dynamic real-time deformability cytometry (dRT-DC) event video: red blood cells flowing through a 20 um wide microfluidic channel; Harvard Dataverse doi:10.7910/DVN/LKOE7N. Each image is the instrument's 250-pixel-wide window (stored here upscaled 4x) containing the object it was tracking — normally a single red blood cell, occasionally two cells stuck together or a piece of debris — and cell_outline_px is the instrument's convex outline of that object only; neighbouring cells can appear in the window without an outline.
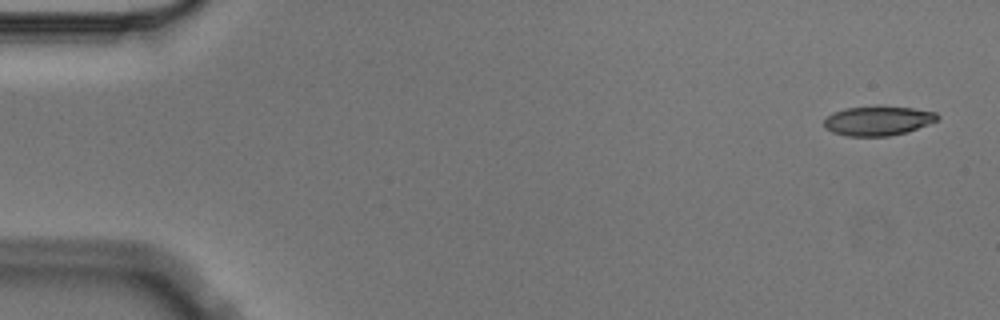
{"species": "Egyptian fruit bat (a non-hibernating species)", "species_latin": "Rousettus aegyptiacus", "temperature_condition": "cold", "stored_images_in_passage": 5, "segment_of_instrument_passage": [2, 2], "camera_frame_rate_fps": 3000, "um_per_image_px": 0.085, "animal": {"sex": "male"}, "frame": {"image": 1, "passage_image": 5, "time_ms": 1.333, "image_size_px": [1000, 320], "cell_outline_px": [[940, 120], [908, 132], [888, 136], [844, 136], [832, 132], [824, 128], [824, 120], [832, 112], [844, 108], [912, 108], [936, 112], [940, 116]], "centroid_in_image_um": [74.63, 10.3], "position_along_channel_um": 10.4, "area_um2": 19.19}}